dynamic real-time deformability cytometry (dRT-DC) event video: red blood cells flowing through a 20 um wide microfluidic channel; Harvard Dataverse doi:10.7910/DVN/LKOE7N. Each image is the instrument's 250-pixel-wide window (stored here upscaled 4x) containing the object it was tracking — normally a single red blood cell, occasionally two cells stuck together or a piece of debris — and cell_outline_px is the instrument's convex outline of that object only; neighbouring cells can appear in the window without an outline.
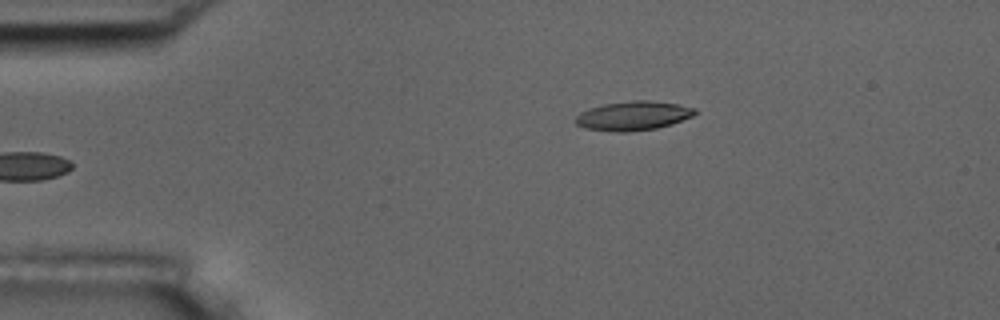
{"species": "common noctule bat (a hibernating species)", "species_latin": "Nyctalus noctula", "temperature_condition": "room temperature", "stored_images_in_passage": 4, "camera_frame_rate_fps": 3000, "um_per_image_px": 0.085, "animal": {"sex": "male", "body_mass_g": 17.5, "forearm_length_mm": 52.3}, "frame": {"image": 1, "passage_image": 4, "time_ms": 4.0, "image_size_px": [1000, 320], "cell_outline_px": [[696, 112], [692, 116], [672, 124], [656, 128], [628, 132], [616, 132], [584, 128], [576, 124], [576, 116], [580, 112], [588, 108], [604, 104], [632, 100], [648, 100], [680, 104], [696, 108]], "centroid_in_image_um": [53.82, 9.83], "position_along_channel_um": 31.2, "area_um2": 20.35}}